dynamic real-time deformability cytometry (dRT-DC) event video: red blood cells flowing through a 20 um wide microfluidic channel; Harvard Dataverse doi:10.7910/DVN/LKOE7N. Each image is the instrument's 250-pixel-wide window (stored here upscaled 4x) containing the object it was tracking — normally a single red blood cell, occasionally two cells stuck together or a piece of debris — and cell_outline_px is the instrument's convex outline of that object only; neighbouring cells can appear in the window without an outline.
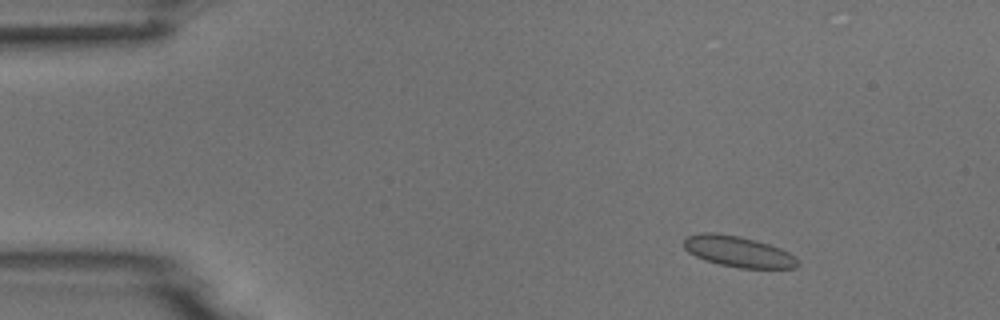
{"species": "common noctule bat (a hibernating species)", "species_latin": "Nyctalus noctula", "temperature_condition": "room temperature", "stored_images_in_passage": 7, "camera_frame_rate_fps": 3000, "um_per_image_px": 0.085, "animal": {"sex": "male", "body_mass_g": 18.8}, "frame": {"image": 1, "passage_image": 2, "time_ms": 1.0, "image_size_px": [1000, 320], "cell_outline_px": [[800, 264], [796, 268], [740, 268], [720, 264], [704, 260], [688, 252], [684, 248], [684, 240], [688, 236], [700, 232], [716, 232], [740, 236], [756, 240], [780, 248], [788, 252]], "centroid_in_image_um": [62.72, 21.37], "position_along_channel_um": 22.3, "area_um2": 20.46}}
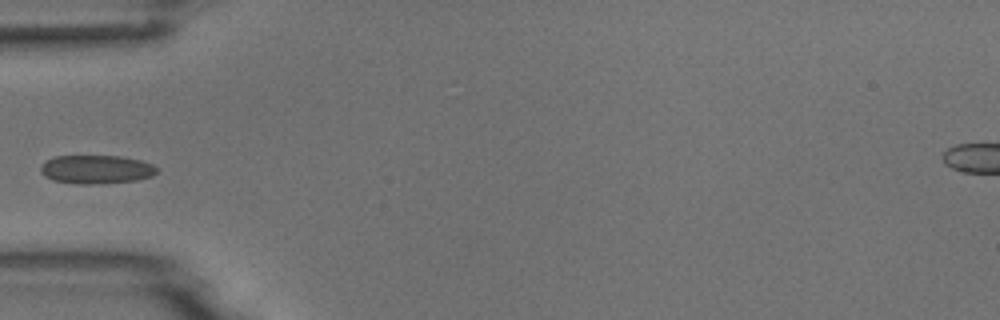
{"frame": {"image": 2, "passage_image": 5, "time_ms": 4.667, "image_size_px": [1000, 320], "cell_outline_px": [[156, 172], [152, 176], [136, 180], [92, 184], [80, 184], [52, 180], [44, 176], [40, 172], [40, 168], [48, 160], [56, 156], [120, 156], [140, 160], [152, 164], [156, 168]], "centroid_in_image_um": [8.17, 14.4], "position_along_channel_um": 76.8, "area_um2": 19.13}}